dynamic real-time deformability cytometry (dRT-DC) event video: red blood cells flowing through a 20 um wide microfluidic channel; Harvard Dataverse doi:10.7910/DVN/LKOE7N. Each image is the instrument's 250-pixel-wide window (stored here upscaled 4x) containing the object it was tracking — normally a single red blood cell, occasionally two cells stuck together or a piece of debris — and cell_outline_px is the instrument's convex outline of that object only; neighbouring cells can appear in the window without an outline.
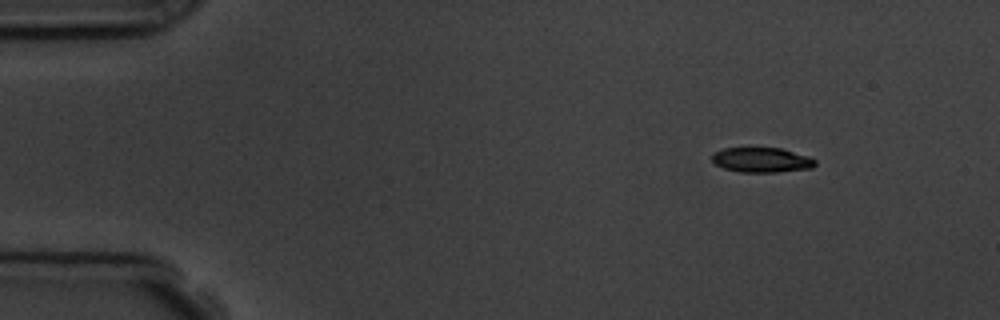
{"species": "common noctule bat (a hibernating species)", "species_latin": "Nyctalus noctula", "temperature_condition": "room temperature", "stored_images_in_passage": 14, "camera_frame_rate_fps": 3000, "um_per_image_px": 0.085, "animal": {"sex": "male", "body_mass_g": 19.5, "forearm_length_mm": 54.6}, "frame": {"image": 1, "passage_image": 1, "time_ms": 0.0, "image_size_px": [1000, 320], "cell_outline_px": [[816, 164], [812, 168], [776, 172], [740, 172], [724, 168], [716, 164], [712, 160], [712, 152], [724, 148], [780, 148], [808, 156], [816, 160]], "centroid_in_image_um": [64.73, 13.59], "position_along_channel_um": 20.3, "area_um2": 14.91}, "authors_computed_cell_mechanics": {"area_um2": 16.1551, "velocity_mm_per_s": 3.7588, "shape_relaxation_time_tau1_ms": 1.6577, "shape_relaxation_time_tau2_ms": null, "deformation_change_tau1": 0.0762, "deformation_change_tau2": null}}